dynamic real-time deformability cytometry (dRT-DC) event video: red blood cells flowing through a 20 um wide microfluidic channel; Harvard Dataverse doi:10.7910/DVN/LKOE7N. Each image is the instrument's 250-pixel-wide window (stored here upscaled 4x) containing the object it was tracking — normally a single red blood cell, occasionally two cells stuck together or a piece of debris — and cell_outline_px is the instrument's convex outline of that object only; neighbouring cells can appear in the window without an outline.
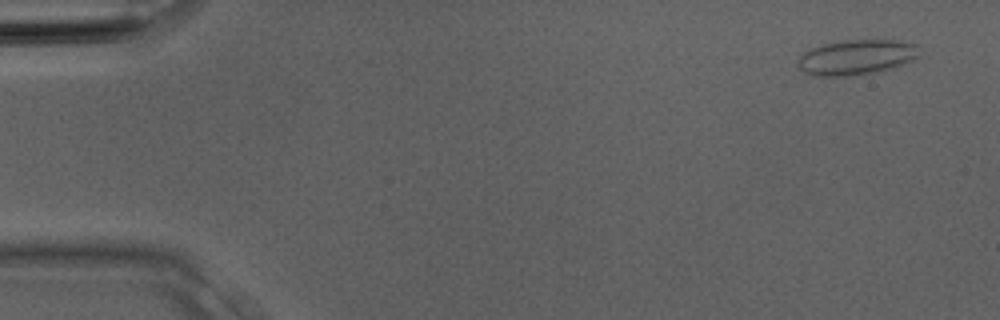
{"species": "Egyptian fruit bat (a non-hibernating species)", "species_latin": "Rousettus aegyptiacus", "temperature_condition": "room temperature", "stored_images_in_passage": 2, "camera_frame_rate_fps": 3000, "um_per_image_px": 0.085, "animal": {"sex": "male"}, "frame": {"image": 1, "passage_image": 1, "time_ms": 0.0, "image_size_px": [1000, 320], "cell_outline_px": [[916, 56], [912, 60], [896, 68], [884, 72], [852, 76], [812, 76], [804, 72], [796, 64], [796, 60], [804, 52], [820, 44], [844, 40], [896, 40], [916, 44]], "centroid_in_image_um": [72.75, 4.89], "position_along_channel_um": 12.3, "area_um2": 25.26}}